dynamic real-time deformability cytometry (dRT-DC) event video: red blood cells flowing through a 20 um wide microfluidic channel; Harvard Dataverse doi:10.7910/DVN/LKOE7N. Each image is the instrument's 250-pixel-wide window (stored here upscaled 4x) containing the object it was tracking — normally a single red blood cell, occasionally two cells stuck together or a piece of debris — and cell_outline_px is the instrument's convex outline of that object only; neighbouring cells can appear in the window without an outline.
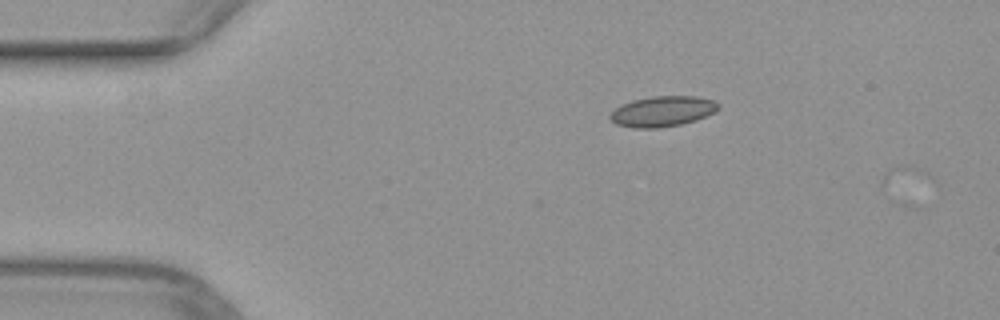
{"species": "common noctule bat (a hibernating species)", "species_latin": "Nyctalus noctula", "temperature_condition": "warm", "stored_images_in_passage": 3, "camera_frame_rate_fps": 3000, "um_per_image_px": 0.085, "animal": {"sex": "female", "body_mass_g": 29.2, "forearm_length_mm": 56.3}, "frame": {"image": 1, "passage_image": 2, "time_ms": 0.333, "image_size_px": [1000, 320], "cell_outline_px": [[720, 108], [696, 120], [680, 124], [656, 128], [636, 128], [616, 124], [608, 116], [616, 108], [632, 100], [652, 96], [696, 96], [716, 100], [720, 104]], "centroid_in_image_um": [56.34, 9.45], "position_along_channel_um": 28.7, "area_um2": 19.07}}